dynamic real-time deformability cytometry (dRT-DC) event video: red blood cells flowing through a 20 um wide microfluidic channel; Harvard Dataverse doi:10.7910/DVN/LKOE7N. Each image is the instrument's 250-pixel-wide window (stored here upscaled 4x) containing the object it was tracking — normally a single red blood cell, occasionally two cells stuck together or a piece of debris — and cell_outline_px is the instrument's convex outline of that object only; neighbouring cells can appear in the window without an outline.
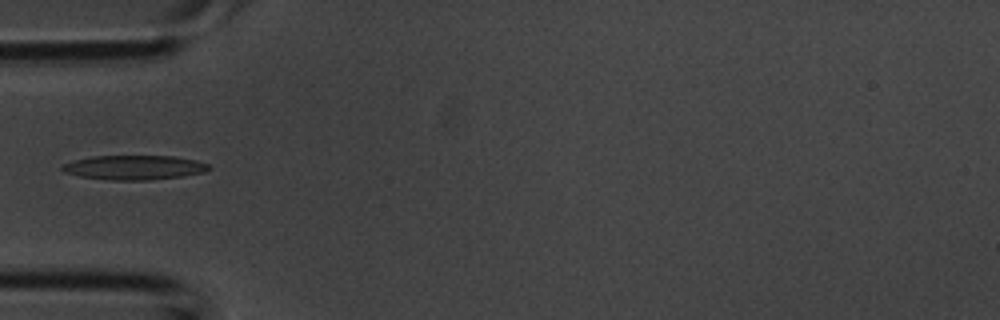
{"species": "common noctule bat (a hibernating species)", "species_latin": "Nyctalus noctula", "temperature_condition": "room temperature", "stored_images_in_passage": 3, "camera_frame_rate_fps": 3000, "um_per_image_px": 0.085, "animal": {"sex": "male", "body_mass_g": 20.1, "forearm_length_mm": 53.5}, "frame": {"image": 1, "passage_image": 3, "time_ms": 0.667, "image_size_px": [1000, 320], "cell_outline_px": [[212, 168], [204, 172], [184, 176], [148, 180], [108, 180], [80, 176], [64, 172], [60, 168], [64, 164], [76, 160], [92, 156], [172, 156], [196, 160], [208, 164]], "centroid_in_image_um": [11.43, 14.24], "position_along_channel_um": 73.6, "area_um2": 20.81}}